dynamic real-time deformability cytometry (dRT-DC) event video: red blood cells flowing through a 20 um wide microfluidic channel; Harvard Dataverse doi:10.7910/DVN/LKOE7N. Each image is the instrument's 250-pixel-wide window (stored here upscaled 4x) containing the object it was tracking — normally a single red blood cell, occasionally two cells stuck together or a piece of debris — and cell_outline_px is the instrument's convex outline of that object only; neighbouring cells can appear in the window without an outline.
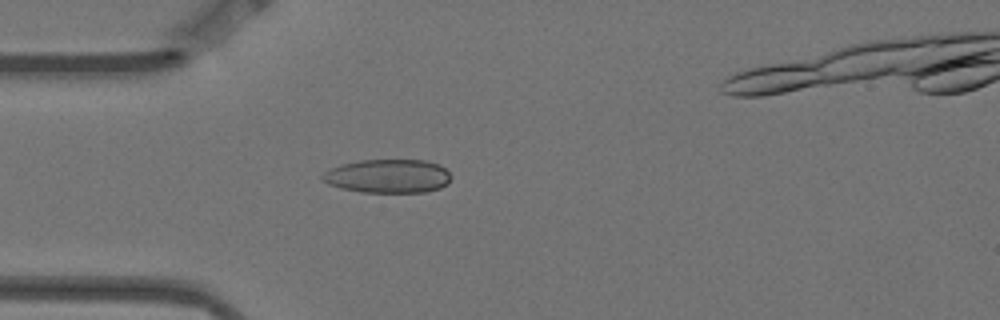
{"species": "Egyptian fruit bat (a non-hibernating species)", "species_latin": "Rousettus aegyptiacus", "temperature_condition": "warm", "stored_images_in_passage": 3, "camera_frame_rate_fps": 3000, "um_per_image_px": 0.085, "animal": {"sex": "female"}, "frame": {"image": 1, "passage_image": 3, "time_ms": 0.667, "image_size_px": [1000, 320], "cell_outline_px": [[452, 176], [448, 184], [440, 188], [424, 192], [360, 192], [340, 188], [328, 184], [320, 176], [324, 172], [340, 164], [360, 160], [424, 160], [440, 164]], "centroid_in_image_um": [32.99, 14.97], "position_along_channel_um": 52.0, "area_um2": 25.37}}